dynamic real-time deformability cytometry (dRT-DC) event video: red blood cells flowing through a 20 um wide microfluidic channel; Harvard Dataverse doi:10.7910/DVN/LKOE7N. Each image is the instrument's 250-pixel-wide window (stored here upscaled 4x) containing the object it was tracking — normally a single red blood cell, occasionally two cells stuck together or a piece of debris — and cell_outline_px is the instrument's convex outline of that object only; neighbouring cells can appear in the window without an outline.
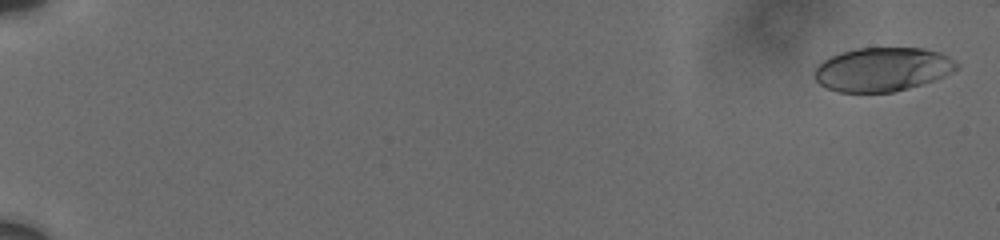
{"species": "human", "species_latin": "Homo sapiens", "temperature_condition": "cold", "stored_images_in_passage": 44, "camera_frame_rate_fps": 3000, "um_per_image_px": 0.085, "donor": {"sex": "male"}, "frame": {"image": 1, "passage_image": 2, "time_ms": 0.333, "image_size_px": [1000, 240], "cell_outline_px": [[960, 68], [944, 76], [908, 88], [892, 92], [836, 92], [820, 84], [816, 80], [816, 68], [824, 60], [840, 52], [856, 48], [924, 48], [940, 52], [948, 56], [960, 64]], "centroid_in_image_um": [75.04, 5.89], "position_along_channel_um": 10.0, "area_um2": 36.18}}
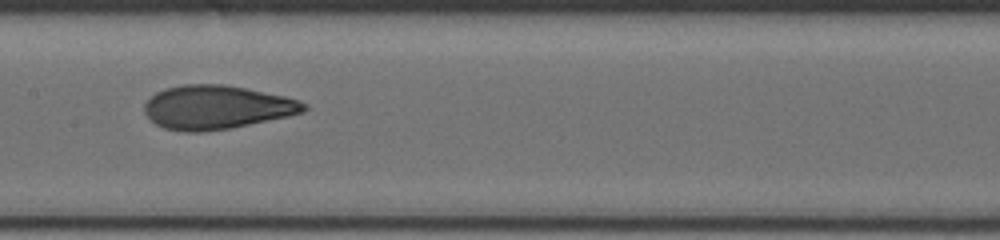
{"frame": {"image": 2, "passage_image": 26, "time_ms": 10.667, "image_size_px": [1000, 240], "cell_outline_px": [[308, 108], [304, 112], [288, 116], [228, 128], [200, 132], [188, 132], [164, 128], [156, 124], [144, 112], [144, 104], [156, 92], [164, 88], [184, 84], [224, 84], [284, 96], [300, 100], [308, 104]], "centroid_in_image_um": [18.41, 9.11], "position_along_channel_um": 189.0, "area_um2": 40.4}}
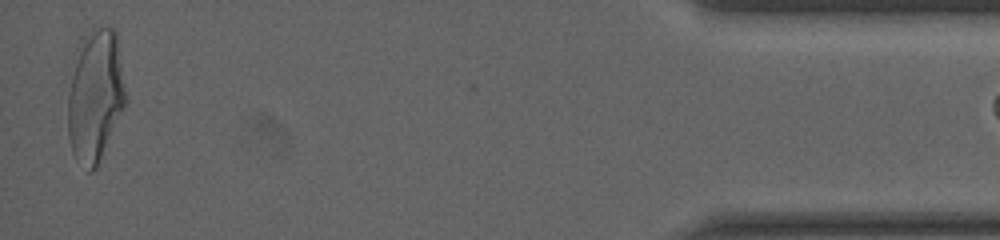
{"frame": {"image": 3, "passage_image": 43, "time_ms": 19.0, "image_size_px": [1000, 240], "cell_outline_px": [[124, 104], [96, 168], [92, 172], [88, 172], [72, 152], [68, 136], [68, 96], [72, 76], [84, 36], [100, 28], [112, 28], [116, 32], [124, 88]], "centroid_in_image_um": [8.07, 8.21], "position_along_channel_um": 427.1, "area_um2": 42.48}, "authors_computed_cell_mechanics": {"area_um2": 39.1306, "velocity_mm_per_s": 3.712, "shape_relaxation_time_tau1_ms": 5.7096, "shape_relaxation_time_tau2_ms": 1.2179, "deformation_change_tau1": 0.1943, "deformation_change_tau2": 0.0825}}